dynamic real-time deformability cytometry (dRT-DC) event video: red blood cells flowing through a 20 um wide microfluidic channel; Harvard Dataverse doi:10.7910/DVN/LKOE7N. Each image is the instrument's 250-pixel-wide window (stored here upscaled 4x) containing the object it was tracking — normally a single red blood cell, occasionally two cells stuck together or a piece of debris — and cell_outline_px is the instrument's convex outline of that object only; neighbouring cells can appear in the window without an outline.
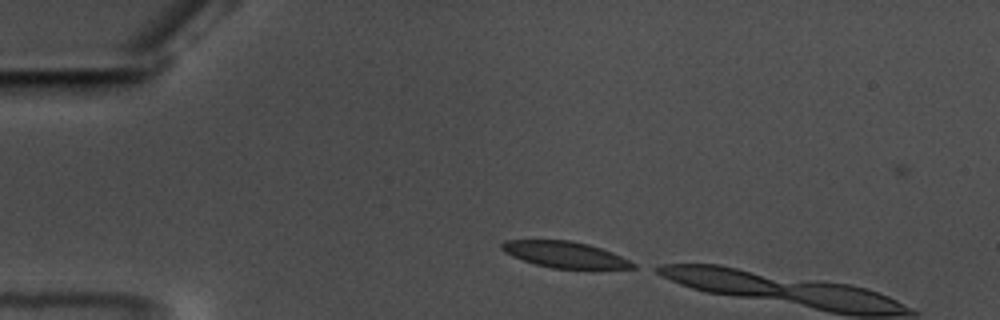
{"species": "common noctule bat (a hibernating species)", "species_latin": "Nyctalus noctula", "temperature_condition": "warm", "stored_images_in_passage": 7, "camera_frame_rate_fps": 3000, "um_per_image_px": 0.085, "animal": {"sex": "male", "body_mass_g": 17.5, "forearm_length_mm": 52.3}, "frame": {"image": 1, "passage_image": 4, "time_ms": 1.0, "image_size_px": [1000, 320], "cell_outline_px": [[636, 268], [552, 268], [536, 264], [512, 256], [504, 252], [500, 248], [500, 244], [504, 240], [572, 240], [588, 244], [612, 252], [636, 264]], "centroid_in_image_um": [47.97, 21.62], "position_along_channel_um": 37.0, "area_um2": 19.77}}